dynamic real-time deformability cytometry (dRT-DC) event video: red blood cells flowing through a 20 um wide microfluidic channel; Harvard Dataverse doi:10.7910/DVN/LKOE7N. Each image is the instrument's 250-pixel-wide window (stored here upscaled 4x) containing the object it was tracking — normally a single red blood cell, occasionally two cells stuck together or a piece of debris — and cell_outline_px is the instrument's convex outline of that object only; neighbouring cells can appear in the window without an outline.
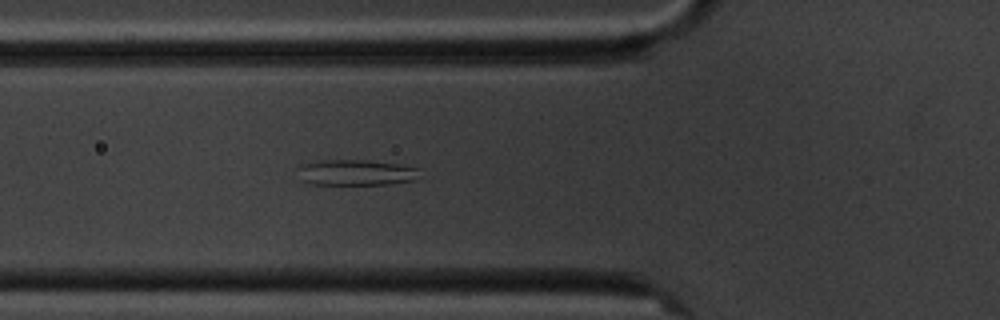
{"species": "common noctule bat (a hibernating species)", "species_latin": "Nyctalus noctula", "temperature_condition": "cold", "stored_images_in_passage": 6, "camera_frame_rate_fps": 3000, "um_per_image_px": 0.085, "animal": {"sex": "male", "body_mass_g": 20.1, "forearm_length_mm": 53.5}, "frame": {"image": 1, "passage_image": 6, "time_ms": 6.667, "image_size_px": [1000, 320], "cell_outline_px": [[420, 168], [416, 180], [388, 184], [308, 184], [300, 180], [296, 168], [300, 164], [320, 160], [368, 160], [400, 164]], "centroid_in_image_um": [30.21, 14.66], "position_along_channel_um": 95.6, "area_um2": 18.61}}